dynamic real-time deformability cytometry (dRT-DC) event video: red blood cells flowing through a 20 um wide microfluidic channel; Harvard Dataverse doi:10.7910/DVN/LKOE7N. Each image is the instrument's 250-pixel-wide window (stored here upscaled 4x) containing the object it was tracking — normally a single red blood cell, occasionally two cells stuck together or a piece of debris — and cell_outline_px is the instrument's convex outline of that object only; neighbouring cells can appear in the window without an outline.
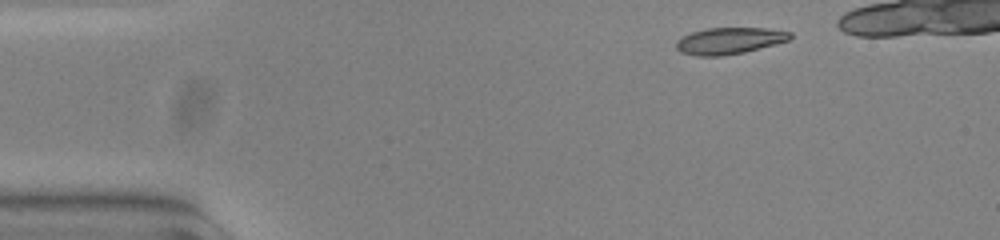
{"species": "common noctule bat (a hibernating species)", "species_latin": "Nyctalus noctula", "temperature_condition": "warm", "stored_images_in_passage": 40, "camera_frame_rate_fps": 3000, "um_per_image_px": 0.085, "animal": {"sex": "female", "body_mass_g": 23.0, "forearm_length_mm": 53.4}, "frame": {"image": 1, "passage_image": 1, "time_ms": 0.0, "image_size_px": [1000, 240], "cell_outline_px": [[792, 36], [788, 40], [744, 52], [720, 56], [696, 56], [680, 52], [676, 48], [676, 40], [680, 36], [704, 28], [768, 28], [792, 32]], "centroid_in_image_um": [61.94, 3.46], "position_along_channel_um": 23.1, "area_um2": 17.69}}
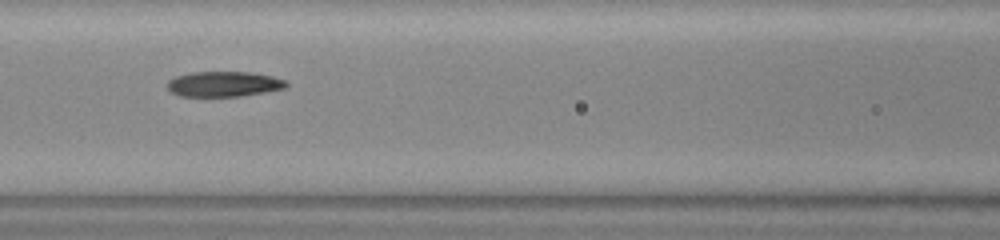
{"frame": {"image": 2, "passage_image": 17, "time_ms": 5.333, "image_size_px": [1000, 240], "cell_outline_px": [[288, 84], [284, 88], [264, 92], [240, 96], [180, 96], [172, 92], [168, 88], [168, 80], [176, 76], [192, 72], [248, 72], [272, 76], [284, 80]], "centroid_in_image_um": [19.0, 7.14], "position_along_channel_um": 147.6, "area_um2": 17.28}}
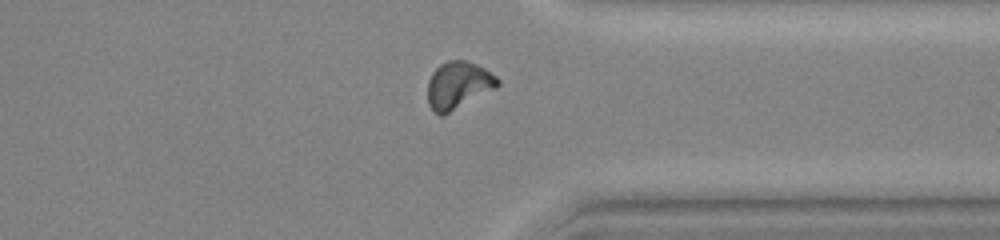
{"frame": {"image": 3, "passage_image": 35, "time_ms": 11.333, "image_size_px": [1000, 240], "cell_outline_px": [[500, 84], [496, 88], [444, 116], [440, 116], [428, 104], [428, 80], [432, 72], [440, 64], [448, 60], [468, 60], [484, 68], [496, 76], [500, 80]], "centroid_in_image_um": [38.96, 7.24], "position_along_channel_um": 372.4, "area_um2": 19.42}}